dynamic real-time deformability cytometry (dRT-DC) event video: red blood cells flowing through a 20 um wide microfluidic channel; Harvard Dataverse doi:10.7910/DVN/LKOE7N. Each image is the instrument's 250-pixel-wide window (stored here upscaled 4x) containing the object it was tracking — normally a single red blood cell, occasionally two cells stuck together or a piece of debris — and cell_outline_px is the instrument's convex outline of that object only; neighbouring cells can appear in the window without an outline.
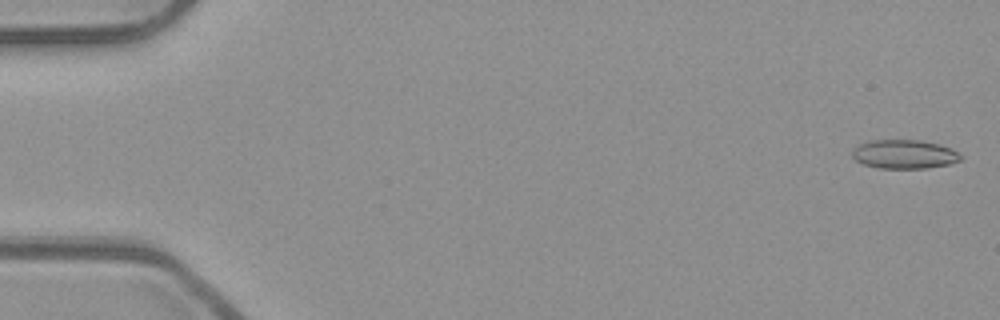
{"species": "common noctule bat (a hibernating species)", "species_latin": "Nyctalus noctula", "temperature_condition": "room temperature", "stored_images_in_passage": 12, "camera_frame_rate_fps": 3000, "um_per_image_px": 0.085, "animal": {"sex": "male", "body_mass_g": 23.1, "forearm_length_mm": 52.7}, "frame": {"image": 1, "passage_image": 2, "time_ms": 0.333, "image_size_px": [1000, 320], "cell_outline_px": [[964, 156], [960, 160], [948, 164], [928, 168], [876, 168], [864, 164], [856, 160], [852, 156], [852, 148], [868, 140], [920, 140], [940, 144], [952, 148]], "centroid_in_image_um": [76.87, 13.1], "position_along_channel_um": 8.1, "area_um2": 18.44}}